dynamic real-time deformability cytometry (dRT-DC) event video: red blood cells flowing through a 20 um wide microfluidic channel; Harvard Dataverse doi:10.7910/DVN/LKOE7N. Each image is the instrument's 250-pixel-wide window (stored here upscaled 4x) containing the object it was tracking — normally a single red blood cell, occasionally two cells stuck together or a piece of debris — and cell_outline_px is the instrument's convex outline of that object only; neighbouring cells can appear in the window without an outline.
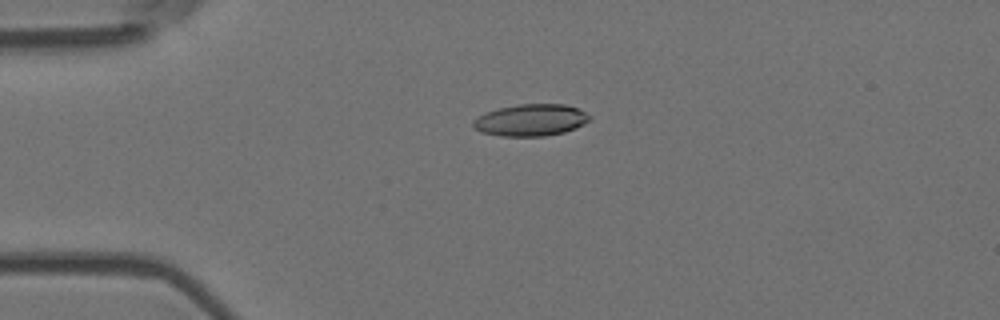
{"species": "Egyptian fruit bat (a non-hibernating species)", "species_latin": "Rousettus aegyptiacus", "temperature_condition": "room temperature", "stored_images_in_passage": 4, "camera_frame_rate_fps": 3000, "um_per_image_px": 0.085, "animal": {"sex": "female"}, "frame": {"image": 1, "passage_image": 3, "time_ms": 0.667, "image_size_px": [1000, 320], "cell_outline_px": [[592, 116], [584, 124], [576, 128], [564, 132], [544, 136], [500, 136], [480, 132], [472, 128], [472, 120], [488, 112], [500, 108], [516, 104], [564, 104], [580, 108]], "centroid_in_image_um": [45.13, 10.21], "position_along_channel_um": 39.9, "area_um2": 21.73}}